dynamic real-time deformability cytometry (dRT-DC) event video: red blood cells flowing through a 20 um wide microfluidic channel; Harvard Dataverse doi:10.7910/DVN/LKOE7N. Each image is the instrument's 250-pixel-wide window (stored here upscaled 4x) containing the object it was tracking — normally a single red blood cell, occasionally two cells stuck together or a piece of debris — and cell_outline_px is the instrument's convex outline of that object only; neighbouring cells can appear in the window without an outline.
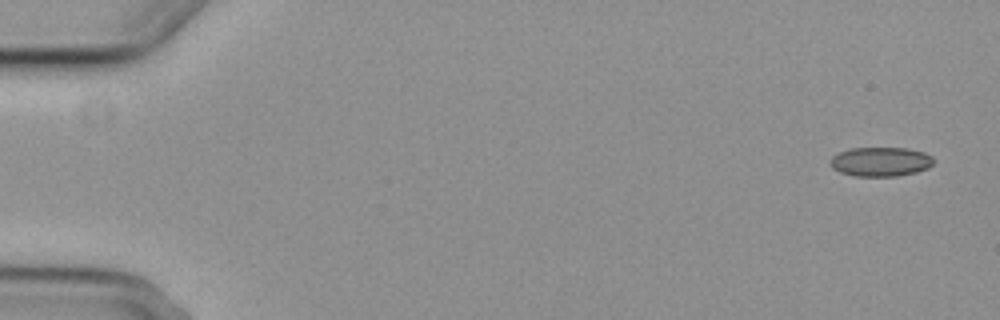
{"species": "common noctule bat (a hibernating species)", "species_latin": "Nyctalus noctula", "temperature_condition": "cold", "stored_images_in_passage": 5, "camera_frame_rate_fps": 3000, "um_per_image_px": 0.085, "animal": {"sex": "female", "body_mass_g": 29.2, "forearm_length_mm": 56.3}, "frame": {"image": 1, "passage_image": 1, "time_ms": 0.0, "image_size_px": [1000, 320], "cell_outline_px": [[932, 164], [928, 168], [916, 172], [896, 176], [852, 176], [840, 172], [832, 168], [828, 160], [836, 152], [848, 148], [908, 148], [924, 152], [932, 156]], "centroid_in_image_um": [74.79, 13.74], "position_along_channel_um": 10.2, "area_um2": 17.86}}
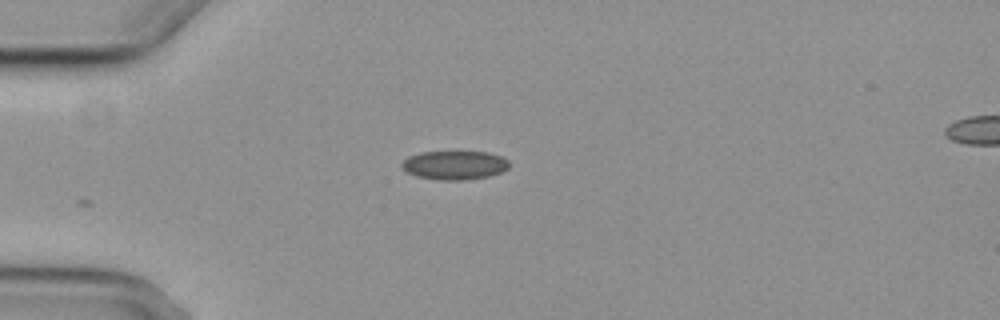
{"frame": {"image": 2, "passage_image": 5, "time_ms": 4.333, "image_size_px": [1000, 320], "cell_outline_px": [[508, 168], [500, 172], [488, 176], [460, 180], [440, 180], [416, 176], [400, 168], [400, 164], [408, 156], [420, 152], [488, 152], [500, 156], [508, 160]], "centroid_in_image_um": [38.59, 14.03], "position_along_channel_um": 46.4, "area_um2": 17.92}}